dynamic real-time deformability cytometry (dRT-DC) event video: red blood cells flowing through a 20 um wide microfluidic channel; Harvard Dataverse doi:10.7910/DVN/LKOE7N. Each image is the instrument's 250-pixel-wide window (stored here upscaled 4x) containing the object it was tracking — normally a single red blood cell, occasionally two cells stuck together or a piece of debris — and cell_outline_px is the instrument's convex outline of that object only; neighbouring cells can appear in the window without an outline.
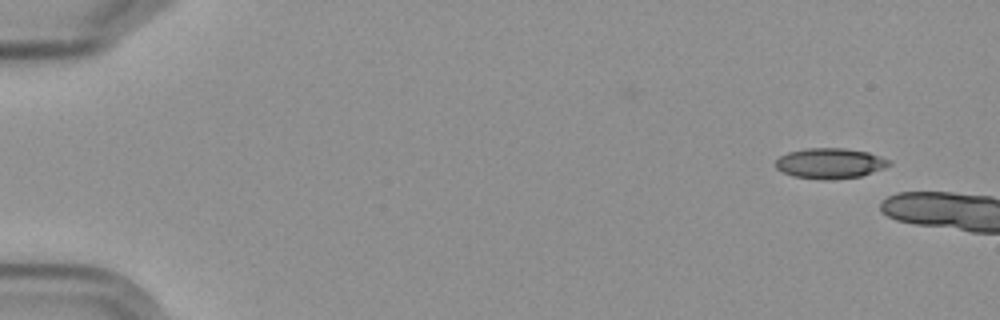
{"species": "Egyptian fruit bat (a non-hibernating species)", "species_latin": "Rousettus aegyptiacus", "temperature_condition": "cold", "stored_images_in_passage": 5, "camera_frame_rate_fps": 3000, "um_per_image_px": 0.085, "frame": {"image": 1, "passage_image": 1, "time_ms": 0.0, "image_size_px": [1000, 320], "cell_outline_px": [[892, 164], [884, 168], [860, 176], [824, 180], [792, 176], [776, 168], [776, 160], [780, 156], [788, 152], [808, 148], [844, 148], [868, 152], [880, 156], [888, 160]], "centroid_in_image_um": [70.54, 13.88], "position_along_channel_um": 14.5, "area_um2": 19.94}}